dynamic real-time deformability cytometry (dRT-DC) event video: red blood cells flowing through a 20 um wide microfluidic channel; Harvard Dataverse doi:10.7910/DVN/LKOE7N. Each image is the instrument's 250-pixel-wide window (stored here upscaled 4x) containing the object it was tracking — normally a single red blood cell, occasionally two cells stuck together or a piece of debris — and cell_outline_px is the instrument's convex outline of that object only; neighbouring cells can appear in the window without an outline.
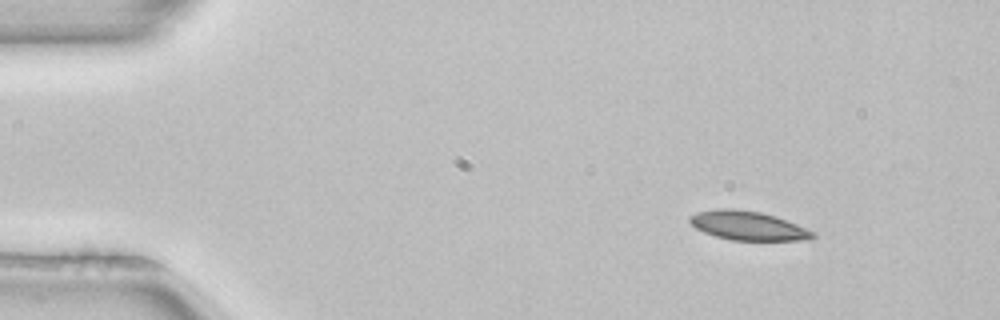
{"species": "common noctule bat (a hibernating species)", "species_latin": "Nyctalus noctula", "temperature_condition": "room temperature", "stored_images_in_passage": 3, "camera_frame_rate_fps": 3000, "um_per_image_px": 0.085, "animal": {"sex": "female", "body_mass_g": 22.7, "forearm_length_mm": 54.2}, "frame": {"image": 1, "passage_image": 1, "time_ms": 0.0, "image_size_px": [1000, 320], "cell_outline_px": [[816, 236], [812, 240], [732, 240], [716, 236], [704, 232], [696, 228], [688, 220], [688, 216], [696, 212], [716, 208], [732, 208], [760, 212], [776, 216], [816, 232]], "centroid_in_image_um": [63.58, 19.17], "position_along_channel_um": 21.4, "area_um2": 20.92}}
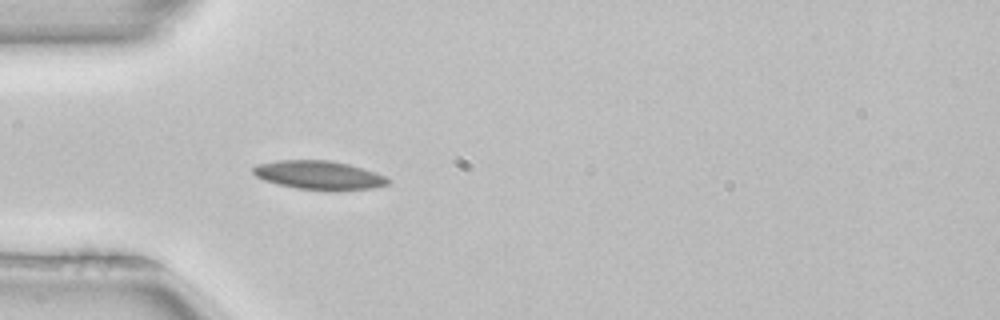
{"frame": {"image": 2, "passage_image": 3, "time_ms": 0.667, "image_size_px": [1000, 320], "cell_outline_px": [[392, 180], [388, 184], [372, 188], [336, 192], [296, 188], [264, 180], [256, 176], [252, 172], [252, 168], [256, 164], [276, 160], [328, 160], [348, 164], [376, 172]], "centroid_in_image_um": [27.13, 14.9], "position_along_channel_um": 57.9, "area_um2": 22.89}}